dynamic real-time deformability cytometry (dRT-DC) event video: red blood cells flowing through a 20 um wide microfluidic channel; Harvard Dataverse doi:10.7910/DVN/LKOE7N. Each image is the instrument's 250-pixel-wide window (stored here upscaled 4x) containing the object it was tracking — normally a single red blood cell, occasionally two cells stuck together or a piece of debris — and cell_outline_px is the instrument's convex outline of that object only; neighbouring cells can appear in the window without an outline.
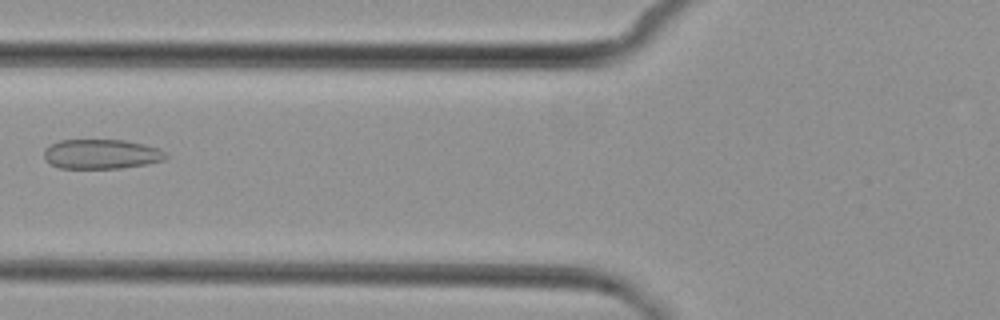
{"species": "common noctule bat (a hibernating species)", "species_latin": "Nyctalus noctula", "temperature_condition": "cold", "stored_images_in_passage": 3, "camera_frame_rate_fps": 3000, "um_per_image_px": 0.085, "animal": {"sex": "female", "body_mass_g": 29.2, "forearm_length_mm": 56.3}, "frame": {"image": 1, "passage_image": 3, "time_ms": 2.333, "image_size_px": [1000, 320], "cell_outline_px": [[168, 156], [164, 160], [148, 164], [120, 168], [60, 168], [44, 160], [44, 148], [60, 140], [124, 140], [144, 144], [160, 148], [168, 152]], "centroid_in_image_um": [8.65, 13.09], "position_along_channel_um": 117.1, "area_um2": 21.21}}